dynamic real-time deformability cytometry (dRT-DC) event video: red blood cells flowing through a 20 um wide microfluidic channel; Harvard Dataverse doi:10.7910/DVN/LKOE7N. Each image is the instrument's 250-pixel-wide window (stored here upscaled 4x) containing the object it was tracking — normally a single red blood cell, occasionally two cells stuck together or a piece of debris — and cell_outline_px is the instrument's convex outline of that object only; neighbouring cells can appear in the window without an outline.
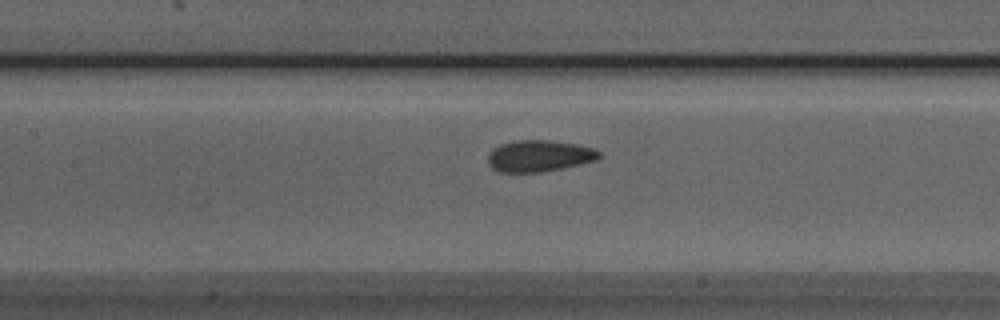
{"species": "Egyptian fruit bat (a non-hibernating species)", "species_latin": "Rousettus aegyptiacus", "temperature_condition": "room temperature", "stored_images_in_passage": 34, "camera_frame_rate_fps": 3000, "um_per_image_px": 0.085, "animal": {"sex": "male"}, "frame": {"image": 1, "passage_image": 8, "time_ms": 2.333, "image_size_px": [1000, 320], "cell_outline_px": [[600, 156], [596, 160], [560, 168], [540, 172], [500, 172], [492, 168], [488, 164], [488, 156], [492, 148], [500, 144], [516, 140], [548, 140], [576, 144], [592, 148], [600, 152]], "centroid_in_image_um": [45.78, 13.24], "position_along_channel_um": 161.6, "area_um2": 20.23}}
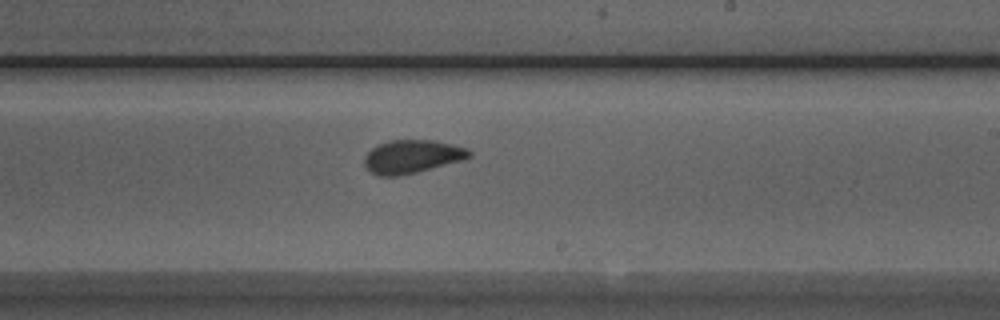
{"frame": {"image": 2, "passage_image": 15, "time_ms": 4.667, "image_size_px": [1000, 320], "cell_outline_px": [[472, 156], [464, 160], [416, 172], [396, 176], [376, 176], [364, 164], [364, 156], [376, 144], [388, 140], [436, 140], [468, 148], [472, 152]], "centroid_in_image_um": [35.04, 13.29], "position_along_channel_um": 254.0, "area_um2": 20.52}}
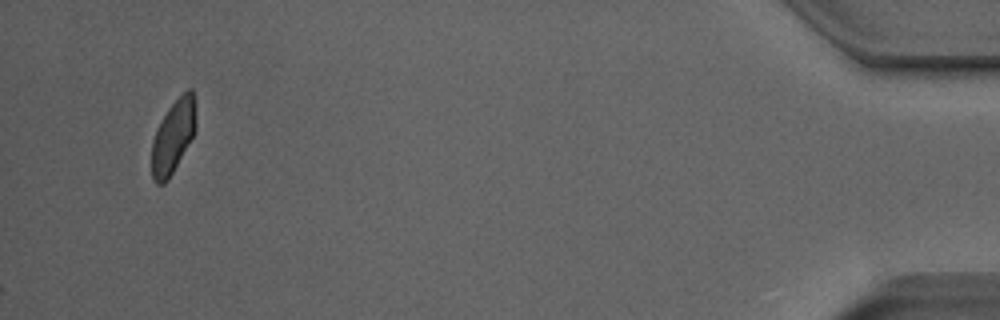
{"frame": {"image": 3, "passage_image": 34, "time_ms": 11.0, "image_size_px": [1000, 320], "cell_outline_px": [[196, 128], [192, 136], [168, 180], [164, 184], [156, 184], [152, 180], [152, 140], [156, 128], [160, 120], [168, 108], [188, 88], [192, 88], [196, 120]], "centroid_in_image_um": [14.69, 11.61], "position_along_channel_um": 420.5, "area_um2": 18.61}, "authors_computed_cell_mechanics": {"area_um2": 20.1433, "velocity_mm_per_s": 3.9714, "shape_relaxation_time_tau1_ms": 3.8142, "shape_relaxation_time_tau2_ms": 1.2256, "deformation_change_tau1": 0.1104, "deformation_change_tau2": 0.0469}}